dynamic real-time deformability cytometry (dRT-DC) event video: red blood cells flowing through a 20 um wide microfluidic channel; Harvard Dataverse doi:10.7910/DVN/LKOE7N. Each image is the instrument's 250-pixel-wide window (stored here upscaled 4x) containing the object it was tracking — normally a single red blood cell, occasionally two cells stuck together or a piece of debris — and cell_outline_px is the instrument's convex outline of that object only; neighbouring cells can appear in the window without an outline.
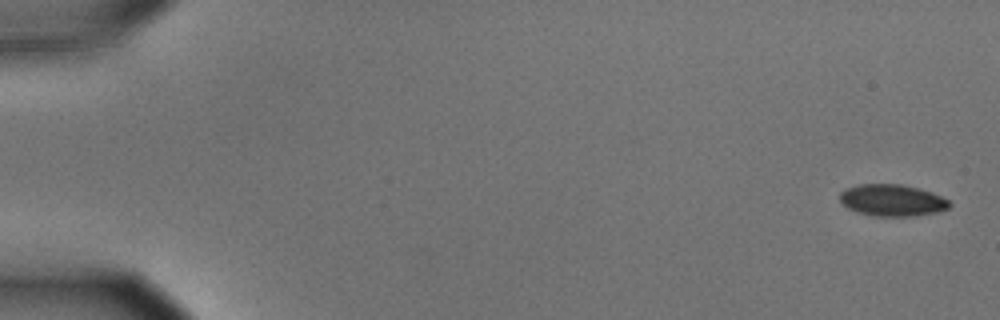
{"species": "common noctule bat (a hibernating species)", "species_latin": "Nyctalus noctula", "temperature_condition": "cold", "stored_images_in_passage": 56, "camera_frame_rate_fps": 3000, "um_per_image_px": 0.085, "animal": {"sex": "male", "body_mass_g": 15.6}, "frame": {"image": 1, "passage_image": 1, "time_ms": 0.0, "image_size_px": [1000, 320], "cell_outline_px": [[952, 204], [948, 208], [936, 212], [916, 216], [872, 216], [856, 212], [848, 208], [840, 200], [840, 192], [844, 188], [856, 184], [900, 184], [932, 192], [948, 200]], "centroid_in_image_um": [75.8, 17.02], "position_along_channel_um": 9.2, "area_um2": 20.35}}
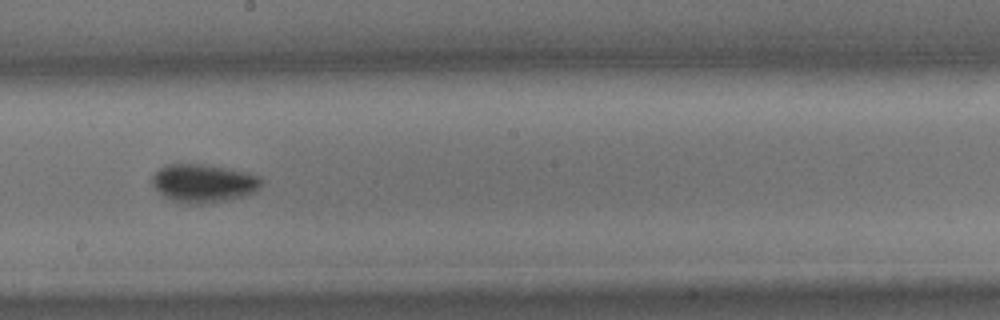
{"frame": {"image": 2, "passage_image": 32, "time_ms": 10.333, "image_size_px": [1000, 320], "cell_outline_px": [[264, 180], [260, 188], [256, 192], [244, 196], [228, 200], [200, 204], [184, 204], [172, 200], [164, 196], [152, 184], [152, 176], [160, 168], [168, 164], [200, 164], [244, 172], [260, 176]], "centroid_in_image_um": [17.32, 15.59], "position_along_channel_um": 230.9, "area_um2": 24.28}}
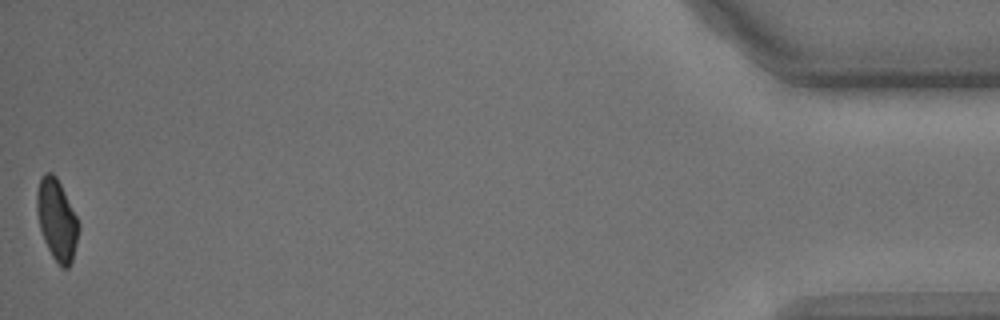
{"frame": {"image": 3, "passage_image": 56, "time_ms": 18.333, "image_size_px": [1000, 320], "cell_outline_px": [[80, 228], [72, 260], [68, 268], [60, 268], [52, 256], [44, 240], [40, 228], [36, 212], [36, 192], [40, 176], [44, 172], [52, 172], [56, 176], [80, 224]], "centroid_in_image_um": [4.81, 18.67], "position_along_channel_um": 430.4, "area_um2": 19.83}, "authors_computed_cell_mechanics": {"area_um2": 21.7039, "velocity_mm_per_s": 3.5794, "shape_relaxation_time_tau1_ms": 4.9162, "shape_relaxation_time_tau2_ms": null, "deformation_change_tau1": 0.1207, "deformation_change_tau2": null}}